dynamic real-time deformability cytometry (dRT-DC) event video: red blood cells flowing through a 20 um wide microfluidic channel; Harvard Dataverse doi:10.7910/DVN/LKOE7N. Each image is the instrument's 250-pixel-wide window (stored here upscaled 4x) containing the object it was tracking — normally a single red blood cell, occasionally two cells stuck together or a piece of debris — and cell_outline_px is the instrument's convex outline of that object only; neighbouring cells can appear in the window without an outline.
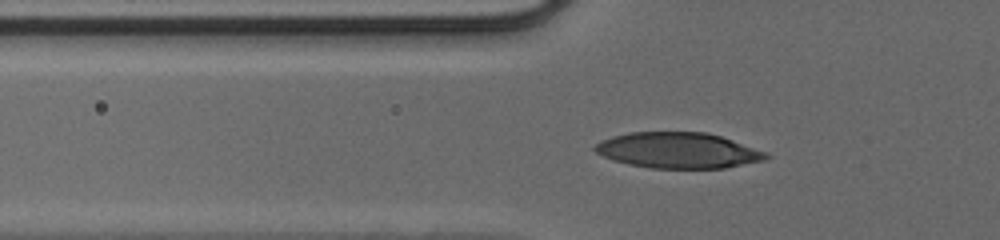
{"species": "human", "species_latin": "Homo sapiens", "temperature_condition": "cold", "stored_images_in_passage": 33, "camera_frame_rate_fps": 3000, "um_per_image_px": 0.085, "donor": {"sex": "male"}, "frame": {"image": 1, "passage_image": 3, "time_ms": 0.667, "image_size_px": [1000, 240], "cell_outline_px": [[772, 156], [764, 160], [724, 168], [652, 168], [628, 164], [612, 160], [596, 152], [592, 148], [600, 140], [612, 136], [628, 132], [708, 132], [768, 152]], "centroid_in_image_um": [57.63, 12.78], "position_along_channel_um": 68.2, "area_um2": 35.72}}
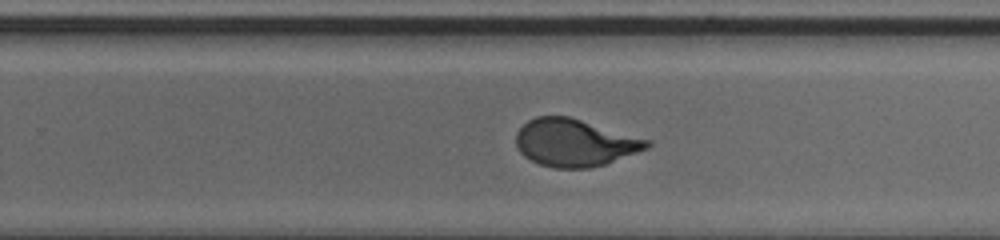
{"frame": {"image": 2, "passage_image": 18, "time_ms": 5.667, "image_size_px": [1000, 240], "cell_outline_px": [[652, 144], [648, 148], [604, 164], [588, 168], [552, 168], [540, 164], [524, 156], [520, 152], [516, 144], [516, 132], [528, 120], [536, 116], [568, 116], [652, 140]], "centroid_in_image_um": [48.85, 12.12], "position_along_channel_um": 280.9, "area_um2": 36.07}}
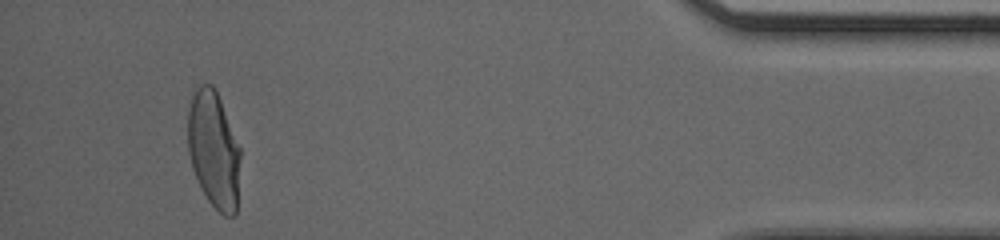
{"frame": {"image": 3, "passage_image": 31, "time_ms": 10.0, "image_size_px": [1000, 240], "cell_outline_px": [[240, 156], [236, 216], [224, 216], [208, 200], [196, 176], [188, 152], [188, 112], [192, 96], [196, 88], [200, 84], [212, 84], [216, 88], [240, 148]], "centroid_in_image_um": [18.18, 12.7], "position_along_channel_um": 417.0, "area_um2": 35.55}}